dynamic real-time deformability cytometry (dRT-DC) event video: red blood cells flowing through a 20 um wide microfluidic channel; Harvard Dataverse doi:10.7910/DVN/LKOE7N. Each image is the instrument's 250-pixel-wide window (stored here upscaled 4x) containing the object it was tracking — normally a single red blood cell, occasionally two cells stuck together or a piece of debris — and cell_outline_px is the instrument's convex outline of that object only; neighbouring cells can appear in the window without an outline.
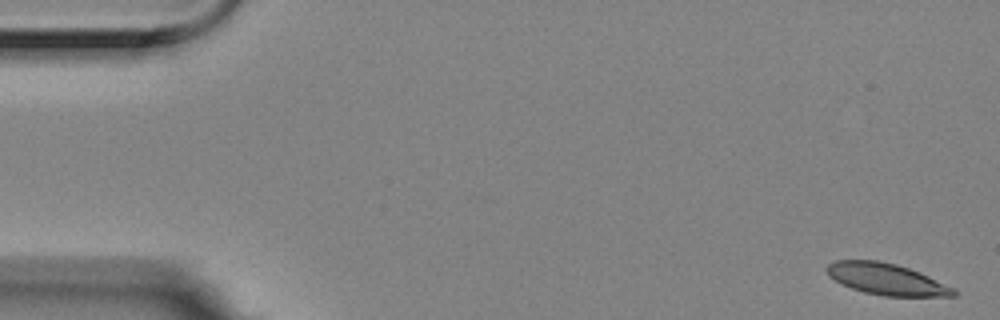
{"species": "Egyptian fruit bat (a non-hibernating species)", "species_latin": "Rousettus aegyptiacus", "temperature_condition": "room temperature", "stored_images_in_passage": 5, "segment_of_instrument_passage": [1, 2], "camera_frame_rate_fps": 3000, "um_per_image_px": 0.085, "animal": {"sex": "female"}, "frame": {"image": 1, "passage_image": 1, "time_ms": 0.0, "image_size_px": [1000, 320], "cell_outline_px": [[960, 292], [956, 296], [884, 296], [864, 292], [852, 288], [828, 276], [824, 268], [828, 264], [836, 260], [876, 260], [896, 264], [920, 272], [956, 288]], "centroid_in_image_um": [75.39, 23.73], "position_along_channel_um": 9.6, "area_um2": 23.35}}
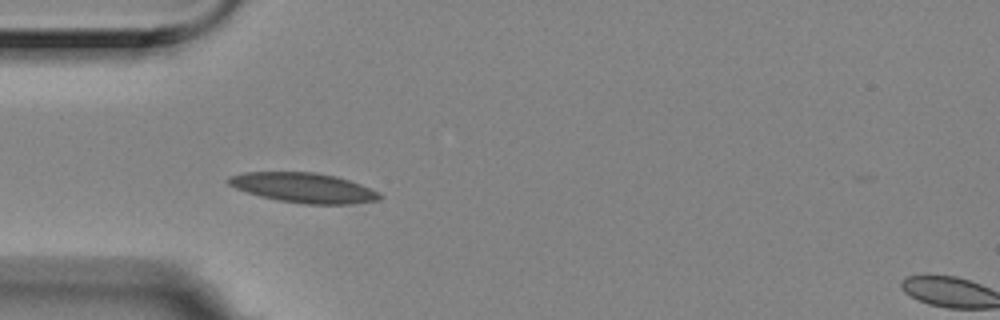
{"frame": {"image": 2, "passage_image": 4, "time_ms": 1.0, "image_size_px": [1000, 320], "cell_outline_px": [[384, 196], [380, 200], [352, 204], [304, 204], [280, 200], [260, 196], [236, 188], [228, 184], [224, 180], [228, 176], [244, 172], [312, 172], [336, 176], [360, 184]], "centroid_in_image_um": [25.78, 15.96], "position_along_channel_um": 59.2, "area_um2": 26.18}}